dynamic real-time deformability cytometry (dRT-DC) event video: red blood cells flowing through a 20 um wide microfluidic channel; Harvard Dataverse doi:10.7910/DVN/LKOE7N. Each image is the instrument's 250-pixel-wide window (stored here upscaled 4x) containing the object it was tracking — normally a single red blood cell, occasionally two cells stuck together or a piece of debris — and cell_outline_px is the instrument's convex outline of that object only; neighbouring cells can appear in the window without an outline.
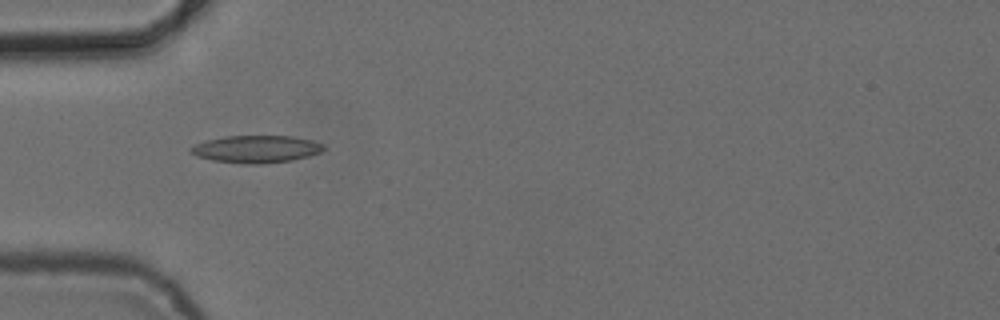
{"species": "common noctule bat (a hibernating species)", "species_latin": "Nyctalus noctula", "temperature_condition": "cold", "stored_images_in_passage": 5, "camera_frame_rate_fps": 3000, "um_per_image_px": 0.085, "animal": {"sex": "female", "body_mass_g": 24.6, "forearm_length_mm": 56.2}, "frame": {"image": 1, "passage_image": 3, "time_ms": 2.333, "image_size_px": [1000, 320], "cell_outline_px": [[324, 148], [320, 152], [308, 156], [292, 160], [264, 164], [248, 164], [212, 160], [196, 156], [188, 152], [188, 148], [196, 144], [208, 140], [224, 136], [292, 136], [312, 140], [324, 144]], "centroid_in_image_um": [21.76, 12.67], "position_along_channel_um": 63.2, "area_um2": 21.21}}
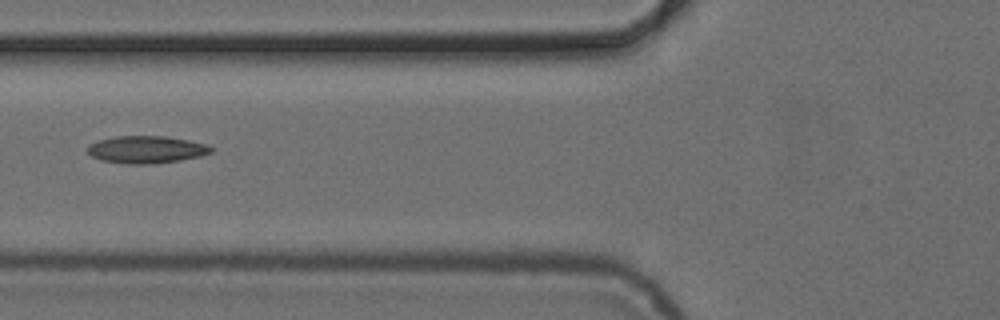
{"frame": {"image": 2, "passage_image": 4, "time_ms": 3.667, "image_size_px": [1000, 320], "cell_outline_px": [[212, 152], [200, 156], [180, 160], [156, 164], [128, 164], [100, 160], [92, 156], [88, 152], [88, 144], [100, 140], [116, 136], [164, 136], [188, 140], [208, 144], [212, 148]], "centroid_in_image_um": [12.45, 12.72], "position_along_channel_um": 113.4, "area_um2": 19.71}}
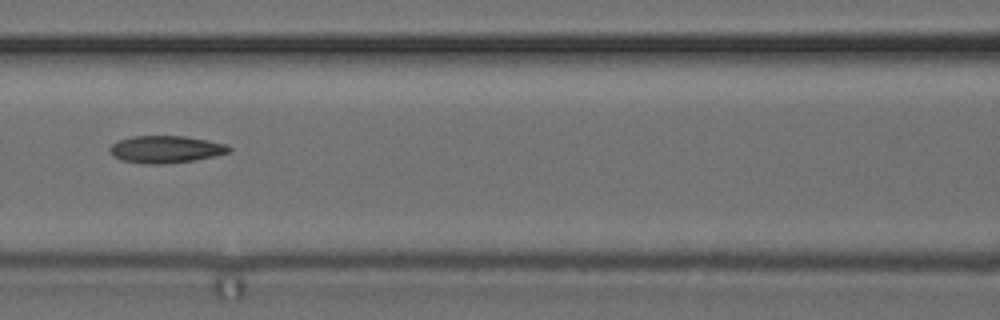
{"frame": {"image": 3, "passage_image": 5, "time_ms": 4.667, "image_size_px": [1000, 320], "cell_outline_px": [[232, 148], [228, 152], [216, 156], [196, 160], [164, 164], [144, 164], [120, 160], [112, 156], [108, 148], [112, 144], [120, 140], [132, 136], [184, 136], [224, 144]], "centroid_in_image_um": [14.04, 12.71], "position_along_channel_um": 152.6, "area_um2": 18.9}}